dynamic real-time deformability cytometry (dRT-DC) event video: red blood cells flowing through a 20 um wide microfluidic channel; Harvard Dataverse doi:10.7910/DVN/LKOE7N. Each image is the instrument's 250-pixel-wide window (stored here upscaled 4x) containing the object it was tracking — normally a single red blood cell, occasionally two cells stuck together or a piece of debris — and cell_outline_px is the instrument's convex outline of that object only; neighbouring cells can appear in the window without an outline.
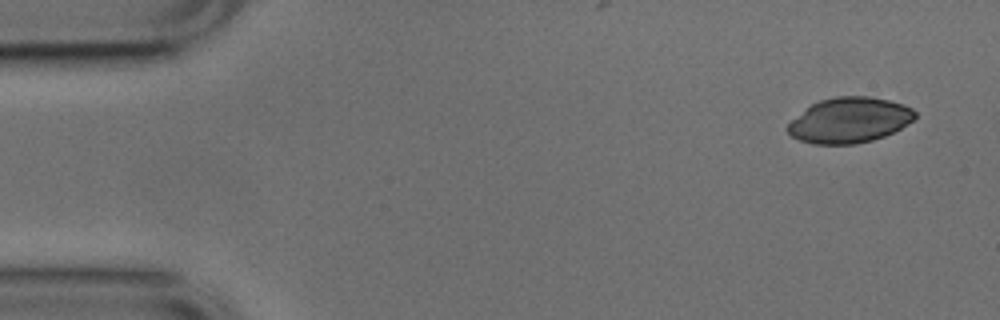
{"species": "common noctule bat (a hibernating species)", "species_latin": "Nyctalus noctula", "temperature_condition": "cold", "stored_images_in_passage": 4, "camera_frame_rate_fps": 3000, "um_per_image_px": 0.085, "animal": {"sex": "male", "body_mass_g": 17.9, "forearm_length_mm": 54.2}, "frame": {"image": 1, "passage_image": 1, "time_ms": 0.0, "image_size_px": [1000, 320], "cell_outline_px": [[916, 116], [912, 120], [900, 128], [884, 136], [872, 140], [856, 144], [812, 144], [800, 140], [792, 136], [784, 128], [792, 120], [812, 104], [820, 100], [836, 96], [868, 96], [888, 100], [904, 104], [912, 108], [916, 112]], "centroid_in_image_um": [72.19, 10.22], "position_along_channel_um": 12.8, "area_um2": 33.47}}